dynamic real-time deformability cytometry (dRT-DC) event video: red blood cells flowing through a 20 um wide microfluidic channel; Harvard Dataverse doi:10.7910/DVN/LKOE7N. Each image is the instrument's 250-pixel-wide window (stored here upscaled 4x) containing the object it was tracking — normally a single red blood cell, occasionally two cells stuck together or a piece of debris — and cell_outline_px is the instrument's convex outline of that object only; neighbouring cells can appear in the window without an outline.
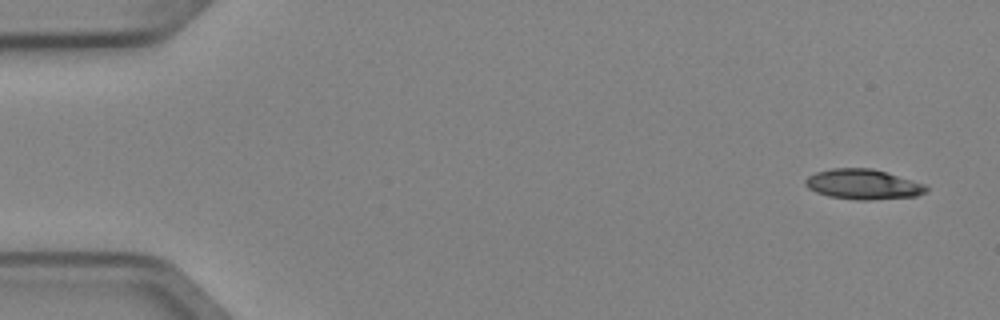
{"species": "Egyptian fruit bat (a non-hibernating species)", "species_latin": "Rousettus aegyptiacus", "temperature_condition": "cold", "stored_images_in_passage": 4, "camera_frame_rate_fps": 3000, "um_per_image_px": 0.085, "animal": {"sex": "female"}, "frame": {"image": 1, "passage_image": 1, "time_ms": 0.0, "image_size_px": [1000, 320], "cell_outline_px": [[928, 188], [924, 192], [916, 196], [872, 200], [856, 200], [828, 196], [816, 192], [808, 188], [804, 184], [804, 180], [808, 176], [816, 172], [832, 168], [872, 168], [912, 180], [924, 184]], "centroid_in_image_um": [73.32, 15.67], "position_along_channel_um": 11.7, "area_um2": 21.15}}
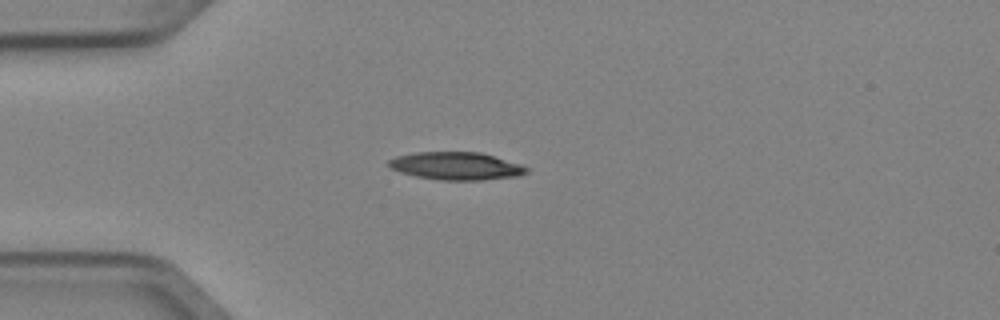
{"frame": {"image": 2, "passage_image": 4, "time_ms": 1.0, "image_size_px": [1000, 320], "cell_outline_px": [[528, 172], [520, 176], [480, 180], [440, 180], [416, 176], [400, 172], [388, 168], [388, 160], [396, 156], [416, 152], [480, 152], [520, 164], [528, 168]], "centroid_in_image_um": [38.75, 14.11], "position_along_channel_um": 46.2, "area_um2": 22.31}}